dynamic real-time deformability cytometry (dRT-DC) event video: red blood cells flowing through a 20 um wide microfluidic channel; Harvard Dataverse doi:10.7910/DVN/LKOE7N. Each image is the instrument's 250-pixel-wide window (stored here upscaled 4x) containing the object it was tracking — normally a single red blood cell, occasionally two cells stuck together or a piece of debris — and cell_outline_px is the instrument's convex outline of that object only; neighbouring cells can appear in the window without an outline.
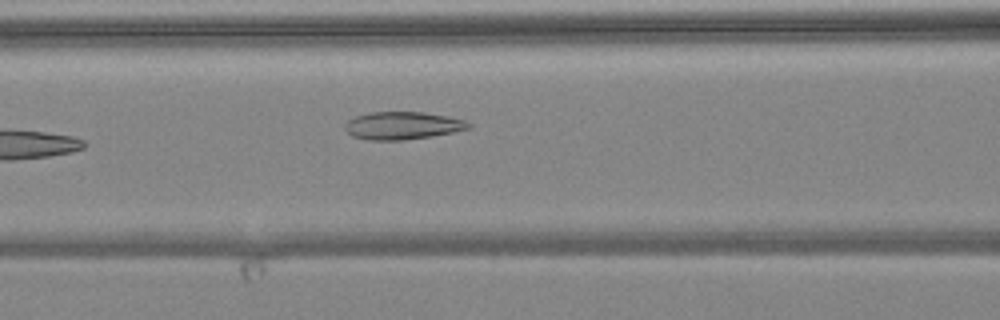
{"species": "common noctule bat (a hibernating species)", "species_latin": "Nyctalus noctula", "temperature_condition": "warm", "stored_images_in_passage": 4, "camera_frame_rate_fps": 3000, "um_per_image_px": 0.085, "animal": {"sex": "female", "body_mass_g": 24.6, "forearm_length_mm": 56.2}, "frame": {"image": 1, "passage_image": 4, "time_ms": 4.667, "image_size_px": [1000, 320], "cell_outline_px": [[472, 128], [432, 136], [404, 140], [368, 140], [352, 136], [344, 128], [344, 124], [348, 120], [356, 116], [372, 112], [424, 112], [448, 116], [464, 120], [472, 124]], "centroid_in_image_um": [34.22, 10.67], "position_along_channel_um": 132.4, "area_um2": 20.0}}